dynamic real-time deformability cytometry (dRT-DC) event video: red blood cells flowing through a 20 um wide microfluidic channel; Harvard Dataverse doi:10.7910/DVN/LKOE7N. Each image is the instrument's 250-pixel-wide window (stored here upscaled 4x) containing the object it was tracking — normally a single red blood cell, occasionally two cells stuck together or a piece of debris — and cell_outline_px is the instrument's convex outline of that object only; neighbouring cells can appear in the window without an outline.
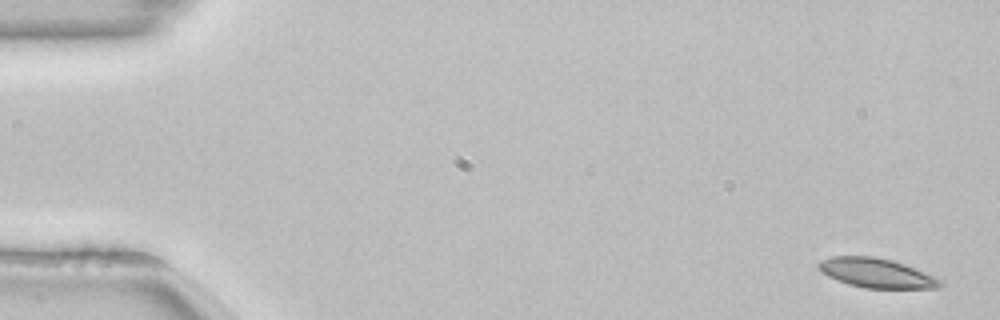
{"species": "common noctule bat (a hibernating species)", "species_latin": "Nyctalus noctula", "temperature_condition": "room temperature", "stored_images_in_passage": 7, "camera_frame_rate_fps": 3000, "um_per_image_px": 0.085, "animal": {"sex": "female", "body_mass_g": 22.7, "forearm_length_mm": 54.2}, "frame": {"image": 1, "passage_image": 1, "time_ms": 0.0, "image_size_px": [1000, 320], "cell_outline_px": [[944, 284], [936, 288], [864, 288], [848, 284], [828, 276], [820, 272], [816, 268], [816, 264], [820, 260], [832, 256], [876, 256], [892, 260], [904, 264], [944, 280]], "centroid_in_image_um": [74.47, 23.2], "position_along_channel_um": 10.5, "area_um2": 21.04}}